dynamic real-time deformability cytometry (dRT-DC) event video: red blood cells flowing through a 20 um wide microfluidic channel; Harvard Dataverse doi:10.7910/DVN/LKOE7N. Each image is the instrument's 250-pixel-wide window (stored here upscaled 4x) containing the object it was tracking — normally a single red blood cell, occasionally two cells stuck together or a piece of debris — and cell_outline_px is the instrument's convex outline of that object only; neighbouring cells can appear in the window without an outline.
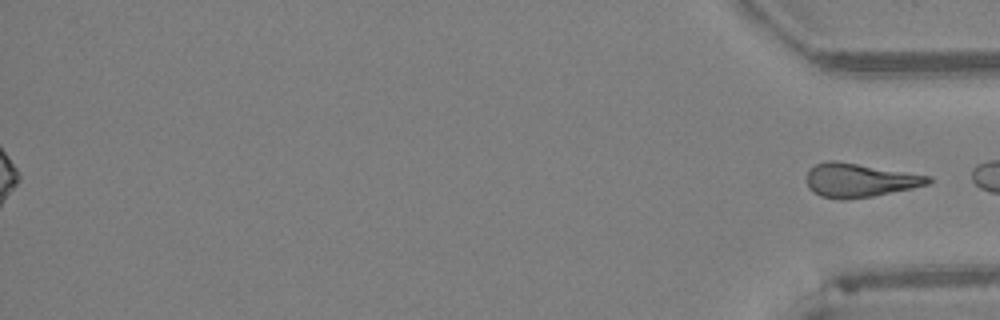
{"species": "Egyptian fruit bat (a non-hibernating species)", "species_latin": "Rousettus aegyptiacus", "temperature_condition": "warm", "stored_images_in_passage": 36, "segment_of_instrument_passage": [2, 2], "camera_frame_rate_fps": 3000, "um_per_image_px": 0.085, "animal": {"sex": "female"}, "frame": {"image": 1, "passage_image": 36, "time_ms": 11.667, "image_size_px": [1000, 320], "cell_outline_px": [[932, 180], [928, 184], [912, 188], [872, 196], [844, 200], [836, 200], [820, 196], [808, 184], [808, 172], [816, 164], [824, 160], [836, 160], [932, 176]], "centroid_in_image_um": [73.08, 15.31], "position_along_channel_um": 362.1, "area_um2": 23.76}}